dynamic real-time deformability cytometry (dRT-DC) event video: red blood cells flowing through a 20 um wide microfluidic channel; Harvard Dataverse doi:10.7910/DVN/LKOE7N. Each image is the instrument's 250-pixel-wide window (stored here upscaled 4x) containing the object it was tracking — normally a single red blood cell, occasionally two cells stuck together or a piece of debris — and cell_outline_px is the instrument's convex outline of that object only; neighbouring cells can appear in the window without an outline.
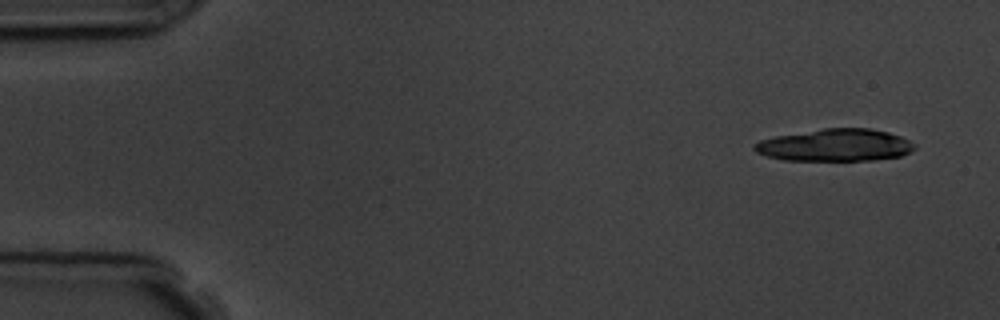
{"species": "common noctule bat (a hibernating species)", "species_latin": "Nyctalus noctula", "temperature_condition": "room temperature", "stored_images_in_passage": 5, "segment_of_instrument_passage": [2, 2], "camera_frame_rate_fps": 3000, "um_per_image_px": 0.085, "animal": {"sex": "male", "body_mass_g": 19.5, "forearm_length_mm": 54.6}, "frame": {"image": 1, "passage_image": 5, "time_ms": 6.333, "image_size_px": [1000, 320], "cell_outline_px": [[916, 148], [900, 156], [872, 160], [784, 160], [768, 156], [756, 152], [752, 148], [752, 144], [760, 140], [772, 136], [824, 128], [868, 128], [888, 132], [900, 136], [916, 144]], "centroid_in_image_um": [70.95, 12.33], "position_along_channel_um": 14.0, "area_um2": 30.17}}